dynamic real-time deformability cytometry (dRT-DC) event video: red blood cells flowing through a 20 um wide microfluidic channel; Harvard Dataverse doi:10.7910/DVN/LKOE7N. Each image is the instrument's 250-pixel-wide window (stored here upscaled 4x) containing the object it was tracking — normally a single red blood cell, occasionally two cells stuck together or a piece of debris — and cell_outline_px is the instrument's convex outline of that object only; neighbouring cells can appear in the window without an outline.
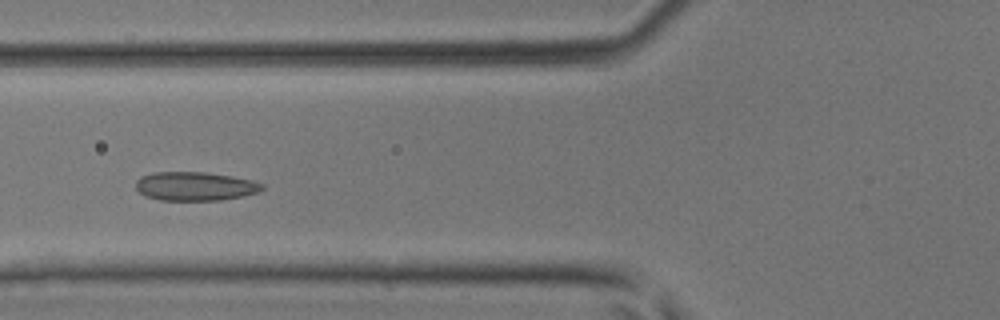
{"species": "common noctule bat (a hibernating species)", "species_latin": "Nyctalus noctula", "temperature_condition": "room temperature", "stored_images_in_passage": 42, "camera_frame_rate_fps": 3000, "um_per_image_px": 0.085, "animal": {"sex": "male", "body_mass_g": 17.9, "forearm_length_mm": 54.2}, "frame": {"image": 1, "passage_image": 14, "time_ms": 4.333, "image_size_px": [1000, 320], "cell_outline_px": [[264, 188], [260, 192], [244, 196], [220, 200], [160, 200], [144, 196], [136, 188], [136, 180], [140, 176], [152, 172], [204, 172], [232, 176], [252, 180], [264, 184]], "centroid_in_image_um": [16.59, 15.83], "position_along_channel_um": 109.2, "area_um2": 21.39}}
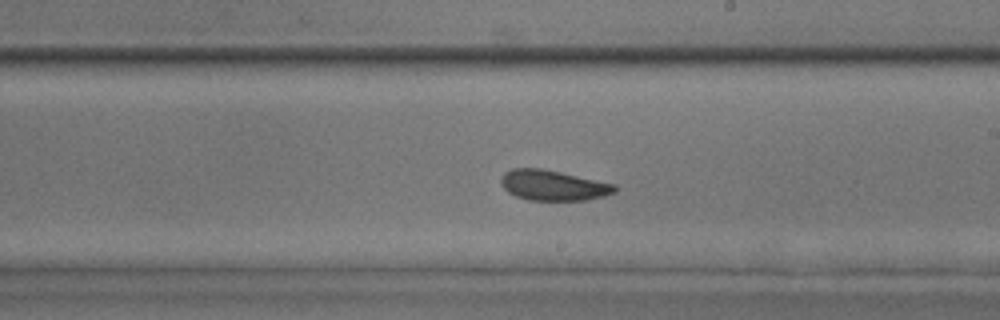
{"frame": {"image": 2, "passage_image": 23, "time_ms": 7.333, "image_size_px": [1000, 320], "cell_outline_px": [[616, 192], [604, 196], [584, 200], [528, 200], [516, 196], [508, 192], [500, 184], [500, 176], [504, 172], [512, 168], [540, 168], [560, 172], [616, 184]], "centroid_in_image_um": [46.99, 15.75], "position_along_channel_um": 242.0, "area_um2": 20.17}}
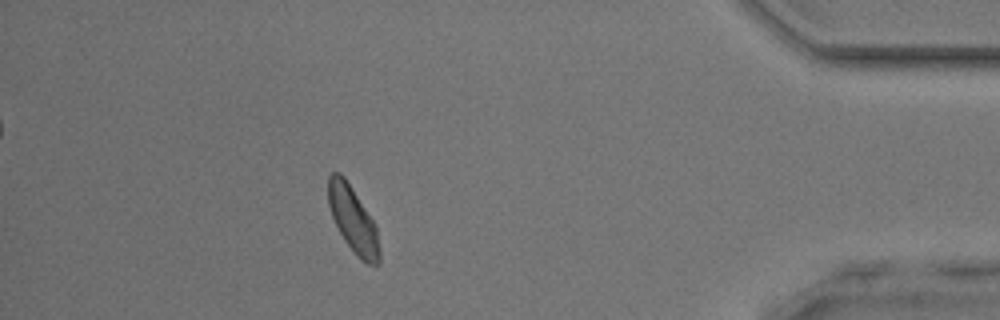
{"frame": {"image": 3, "passage_image": 37, "time_ms": 12.0, "image_size_px": [1000, 320], "cell_outline_px": [[380, 260], [376, 264], [368, 264], [360, 260], [344, 240], [332, 216], [328, 204], [328, 176], [332, 172], [340, 172], [344, 176], [376, 224], [380, 248]], "centroid_in_image_um": [30.01, 18.67], "position_along_channel_um": 405.2, "area_um2": 19.65}}